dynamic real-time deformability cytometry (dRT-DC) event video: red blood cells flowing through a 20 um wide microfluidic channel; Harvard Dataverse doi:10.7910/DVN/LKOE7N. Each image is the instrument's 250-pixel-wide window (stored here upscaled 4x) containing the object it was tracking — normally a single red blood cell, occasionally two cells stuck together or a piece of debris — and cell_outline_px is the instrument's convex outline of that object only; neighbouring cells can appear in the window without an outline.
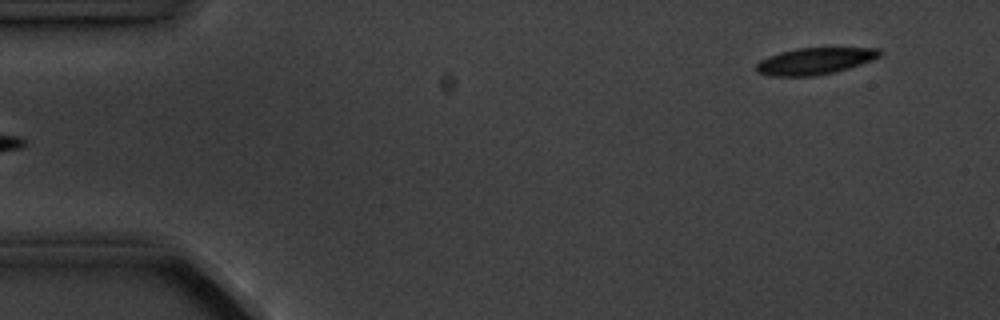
{"species": "common noctule bat (a hibernating species)", "species_latin": "Nyctalus noctula", "temperature_condition": "cold", "stored_images_in_passage": 5, "segment_of_instrument_passage": [2, 2], "camera_frame_rate_fps": 3000, "um_per_image_px": 0.085, "animal": {"sex": "male", "body_mass_g": 20.1, "forearm_length_mm": 53.5}, "frame": {"image": 1, "passage_image": 5, "time_ms": 4.667, "image_size_px": [1000, 320], "cell_outline_px": [[884, 52], [880, 56], [872, 60], [848, 68], [832, 72], [812, 76], [768, 76], [756, 72], [756, 64], [760, 60], [768, 56], [780, 52], [796, 48], [880, 48]], "centroid_in_image_um": [69.24, 5.18], "position_along_channel_um": 15.8, "area_um2": 19.19}}